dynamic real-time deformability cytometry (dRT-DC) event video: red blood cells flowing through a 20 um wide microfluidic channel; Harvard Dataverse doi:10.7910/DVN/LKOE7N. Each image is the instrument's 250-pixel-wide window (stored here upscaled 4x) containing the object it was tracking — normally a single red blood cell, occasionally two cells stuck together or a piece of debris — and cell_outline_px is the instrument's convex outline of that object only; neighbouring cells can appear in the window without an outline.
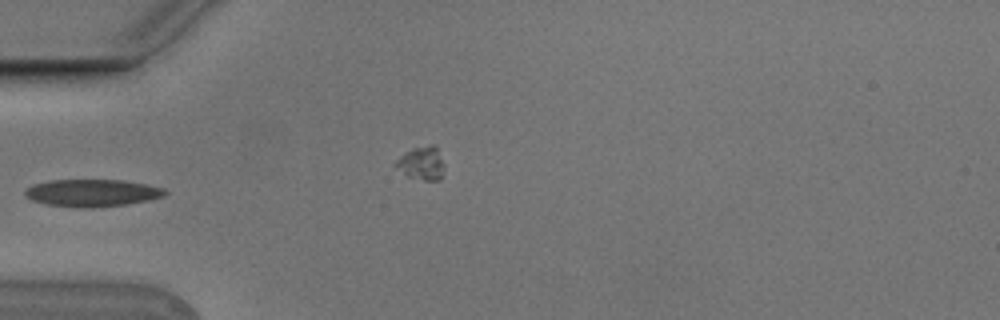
{"species": "Egyptian fruit bat (a non-hibernating species)", "species_latin": "Rousettus aegyptiacus", "temperature_condition": "cold", "stored_images_in_passage": 10, "camera_frame_rate_fps": 3000, "um_per_image_px": 0.085, "animal": {"sex": "male"}, "frame": {"image": 1, "passage_image": 6, "time_ms": 1.667, "image_size_px": [1000, 320], "cell_outline_px": [[168, 192], [164, 196], [148, 200], [128, 204], [96, 208], [80, 208], [48, 204], [32, 200], [24, 196], [24, 192], [32, 184], [48, 180], [124, 180], [164, 188]], "centroid_in_image_um": [7.83, 16.4], "position_along_channel_um": 77.2, "area_um2": 22.37}}